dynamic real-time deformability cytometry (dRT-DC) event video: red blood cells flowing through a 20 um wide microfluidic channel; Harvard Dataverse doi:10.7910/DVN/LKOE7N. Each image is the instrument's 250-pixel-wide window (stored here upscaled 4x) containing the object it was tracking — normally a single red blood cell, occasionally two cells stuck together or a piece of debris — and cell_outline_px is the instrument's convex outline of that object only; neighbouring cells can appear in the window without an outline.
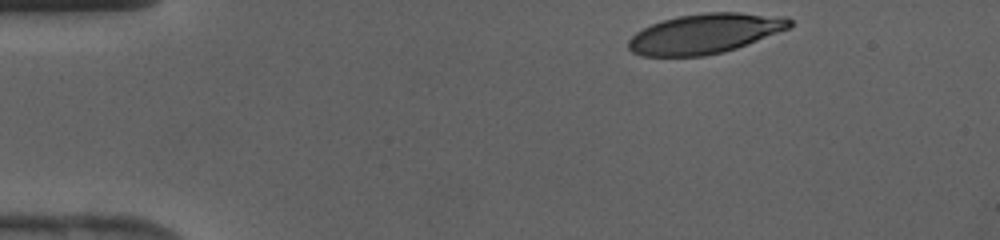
{"species": "human", "species_latin": "Homo sapiens", "temperature_condition": "cold", "stored_images_in_passage": 31, "camera_frame_rate_fps": 3000, "um_per_image_px": 0.085, "donor": {"sex": "female"}, "frame": {"image": 1, "passage_image": 1, "time_ms": 0.0, "image_size_px": [1000, 240], "cell_outline_px": [[792, 24], [788, 28], [736, 48], [724, 52], [704, 56], [640, 56], [632, 52], [628, 48], [628, 40], [636, 32], [652, 24], [664, 20], [680, 16], [704, 12], [740, 12], [788, 16], [792, 20]], "centroid_in_image_um": [59.92, 2.85], "position_along_channel_um": 25.1, "area_um2": 37.4}}
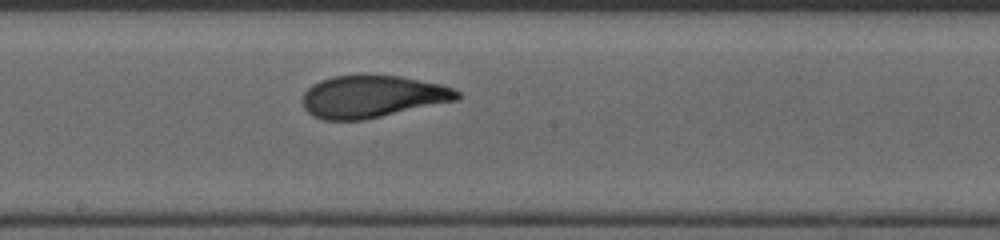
{"frame": {"image": 2, "passage_image": 18, "time_ms": 5.667, "image_size_px": [1000, 240], "cell_outline_px": [[460, 100], [364, 120], [324, 120], [312, 116], [304, 108], [304, 92], [312, 84], [320, 80], [332, 76], [400, 76], [444, 84], [460, 92]], "centroid_in_image_um": [31.7, 8.22], "position_along_channel_um": 216.5, "area_um2": 38.15}}
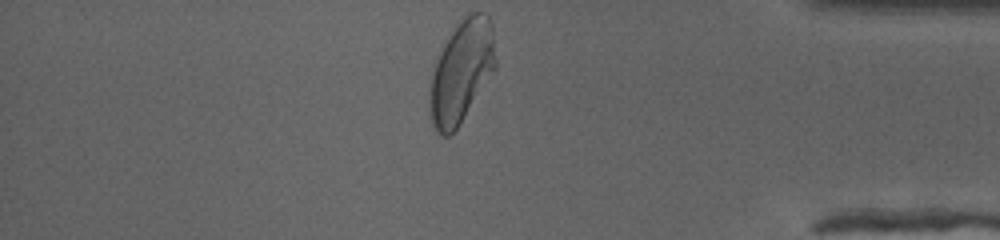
{"frame": {"image": 3, "passage_image": 31, "time_ms": 10.0, "image_size_px": [1000, 240], "cell_outline_px": [[496, 68], [460, 124], [448, 136], [444, 136], [436, 132], [432, 124], [428, 108], [428, 88], [432, 72], [440, 52], [448, 36], [468, 12], [484, 12], [488, 16], [492, 24], [496, 60]], "centroid_in_image_um": [39.21, 6.1], "position_along_channel_um": 396.0, "area_um2": 39.48}}